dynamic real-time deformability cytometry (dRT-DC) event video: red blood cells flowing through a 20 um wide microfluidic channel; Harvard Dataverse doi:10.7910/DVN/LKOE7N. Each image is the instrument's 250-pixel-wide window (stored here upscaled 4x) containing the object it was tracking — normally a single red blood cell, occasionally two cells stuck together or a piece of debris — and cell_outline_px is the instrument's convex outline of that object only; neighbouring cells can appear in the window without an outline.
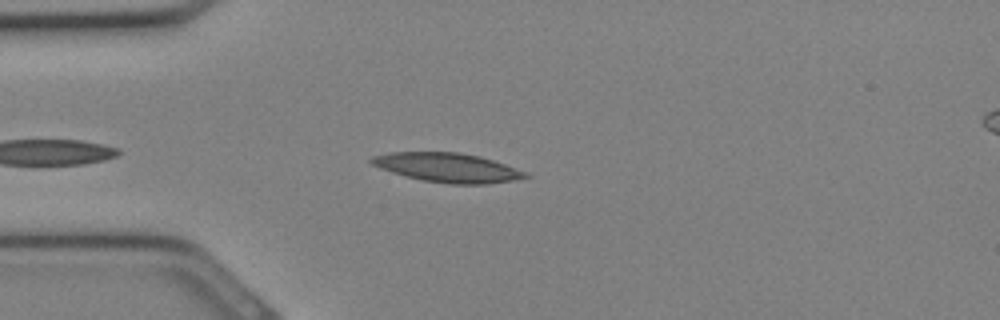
{"species": "Egyptian fruit bat (a non-hibernating species)", "species_latin": "Rousettus aegyptiacus", "temperature_condition": "cold", "stored_images_in_passage": 14, "camera_frame_rate_fps": 3000, "um_per_image_px": 0.085, "animal": {"sex": "female"}, "frame": {"image": 1, "passage_image": 3, "time_ms": 0.667, "image_size_px": [1000, 320], "cell_outline_px": [[532, 176], [512, 180], [488, 184], [448, 184], [424, 180], [392, 172], [380, 168], [372, 164], [368, 160], [372, 156], [392, 152], [460, 152], [480, 156], [504, 164], [524, 172]], "centroid_in_image_um": [38.02, 14.24], "position_along_channel_um": 47.0, "area_um2": 25.89}}
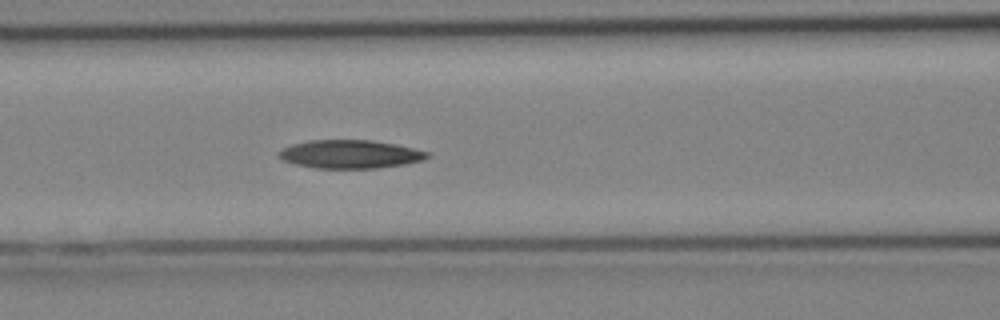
{"frame": {"image": 2, "passage_image": 8, "time_ms": 2.333, "image_size_px": [1000, 320], "cell_outline_px": [[428, 156], [424, 160], [404, 164], [376, 168], [316, 168], [296, 164], [284, 160], [276, 156], [276, 152], [292, 144], [308, 140], [372, 140], [396, 144], [428, 152]], "centroid_in_image_um": [29.72, 13.1], "position_along_channel_um": 136.9, "area_um2": 24.45}}
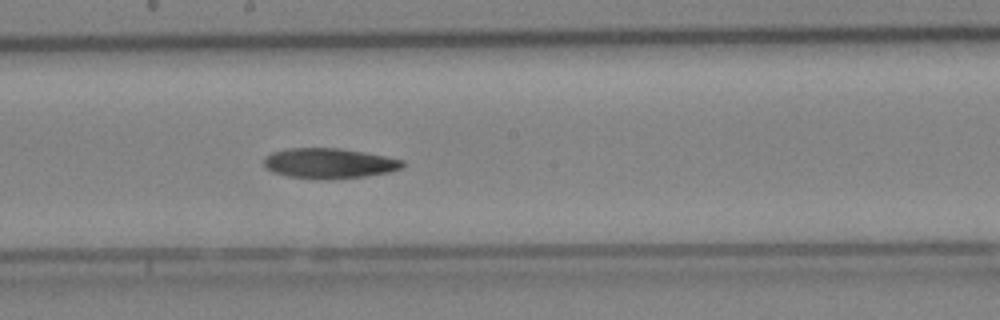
{"frame": {"image": 3, "passage_image": 12, "time_ms": 3.667, "image_size_px": [1000, 320], "cell_outline_px": [[404, 164], [400, 168], [388, 172], [364, 176], [328, 180], [320, 180], [288, 176], [272, 172], [264, 168], [264, 156], [272, 152], [288, 148], [340, 148], [364, 152], [404, 160]], "centroid_in_image_um": [27.92, 13.88], "position_along_channel_um": 220.3, "area_um2": 24.57}}